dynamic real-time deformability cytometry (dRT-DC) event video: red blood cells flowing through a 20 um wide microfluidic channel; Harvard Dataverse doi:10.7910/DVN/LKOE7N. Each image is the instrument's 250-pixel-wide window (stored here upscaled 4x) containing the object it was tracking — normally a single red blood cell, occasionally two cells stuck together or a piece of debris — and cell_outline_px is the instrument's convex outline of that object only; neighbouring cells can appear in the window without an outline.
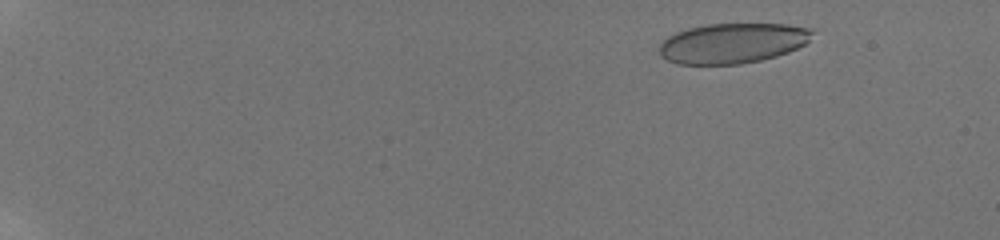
{"species": "human", "species_latin": "Homo sapiens", "temperature_condition": "room temperature", "stored_images_in_passage": 37, "camera_frame_rate_fps": 3000, "um_per_image_px": 0.085, "donor": {"sex": "male"}, "frame": {"image": 1, "passage_image": 5, "time_ms": 2.0, "image_size_px": [1000, 240], "cell_outline_px": [[816, 28], [808, 40], [804, 44], [788, 52], [776, 56], [760, 60], [740, 64], [676, 64], [660, 56], [660, 44], [668, 36], [676, 32], [688, 28], [708, 24], [788, 24]], "centroid_in_image_um": [62.28, 3.66], "position_along_channel_um": 22.7, "area_um2": 35.84}}
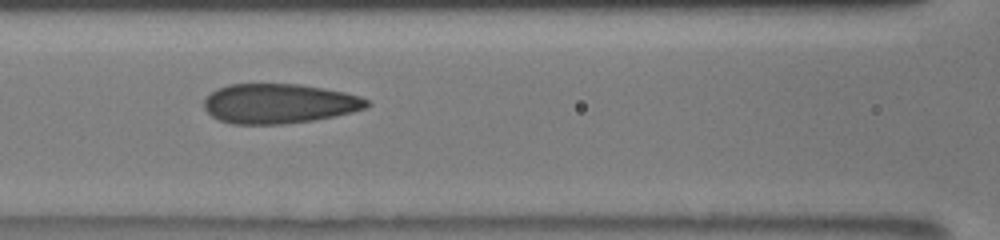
{"frame": {"image": 2, "passage_image": 18, "time_ms": 9.333, "image_size_px": [1000, 240], "cell_outline_px": [[372, 104], [364, 108], [352, 112], [312, 120], [284, 124], [232, 124], [220, 120], [212, 116], [204, 108], [204, 100], [212, 92], [228, 84], [300, 84], [324, 88], [344, 92], [360, 96], [368, 100]], "centroid_in_image_um": [23.73, 8.8], "position_along_channel_um": 142.9, "area_um2": 37.51}}
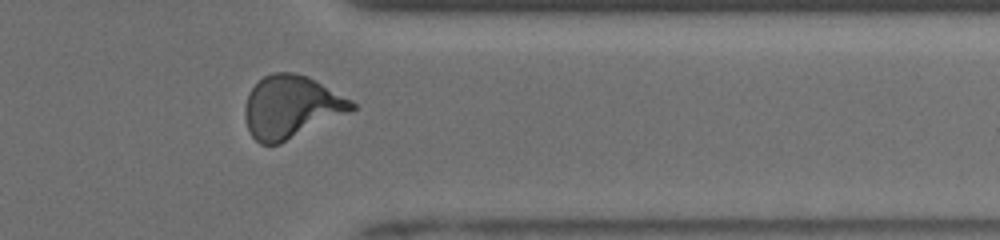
{"frame": {"image": 3, "passage_image": 32, "time_ms": 15.667, "image_size_px": [1000, 240], "cell_outline_px": [[356, 108], [352, 112], [280, 144], [260, 144], [252, 136], [248, 128], [244, 116], [244, 108], [248, 96], [252, 88], [264, 76], [272, 72], [292, 72], [308, 76], [352, 100], [356, 104]], "centroid_in_image_um": [24.77, 9.1], "position_along_channel_um": 386.6, "area_um2": 39.13}, "authors_computed_cell_mechanics": {"area_um2": 37.4544, "velocity_mm_per_s": 3.8798, "shape_relaxation_time_tau1_ms": 4.1316, "shape_relaxation_time_tau2_ms": 0.6817, "deformation_change_tau1": 0.1594, "deformation_change_tau2": 0.0582}}